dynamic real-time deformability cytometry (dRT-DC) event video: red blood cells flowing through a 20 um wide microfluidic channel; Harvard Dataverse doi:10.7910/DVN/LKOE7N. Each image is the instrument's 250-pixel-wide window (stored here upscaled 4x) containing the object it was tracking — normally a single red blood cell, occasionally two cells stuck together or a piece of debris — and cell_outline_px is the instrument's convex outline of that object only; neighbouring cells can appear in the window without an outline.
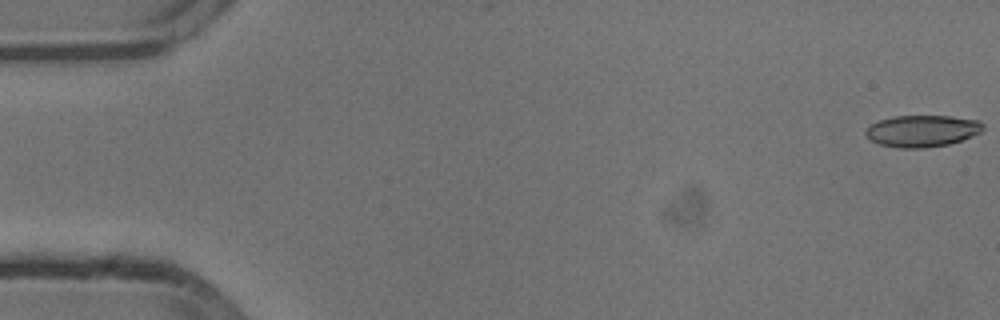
{"species": "common noctule bat (a hibernating species)", "species_latin": "Nyctalus noctula", "temperature_condition": "cold", "stored_images_in_passage": 54, "camera_frame_rate_fps": 3000, "um_per_image_px": 0.085, "animal": {"sex": "male", "body_mass_g": 13.3}, "frame": {"image": 1, "passage_image": 1, "time_ms": 0.0, "image_size_px": [1000, 320], "cell_outline_px": [[984, 128], [980, 132], [972, 136], [948, 144], [924, 148], [900, 148], [880, 144], [872, 140], [864, 132], [872, 124], [880, 120], [892, 116], [952, 116], [980, 120], [984, 124]], "centroid_in_image_um": [78.42, 11.12], "position_along_channel_um": 6.6, "area_um2": 21.56}}
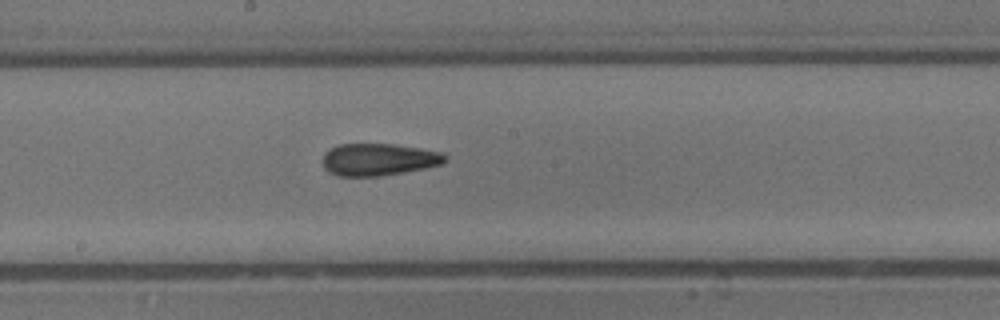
{"frame": {"image": 2, "passage_image": 29, "time_ms": 9.333, "image_size_px": [1000, 320], "cell_outline_px": [[448, 160], [444, 164], [424, 168], [380, 176], [336, 176], [328, 172], [324, 168], [324, 152], [328, 148], [340, 144], [396, 144], [420, 148], [440, 152], [448, 156]], "centroid_in_image_um": [32.19, 13.55], "position_along_channel_um": 216.0, "area_um2": 23.12}}
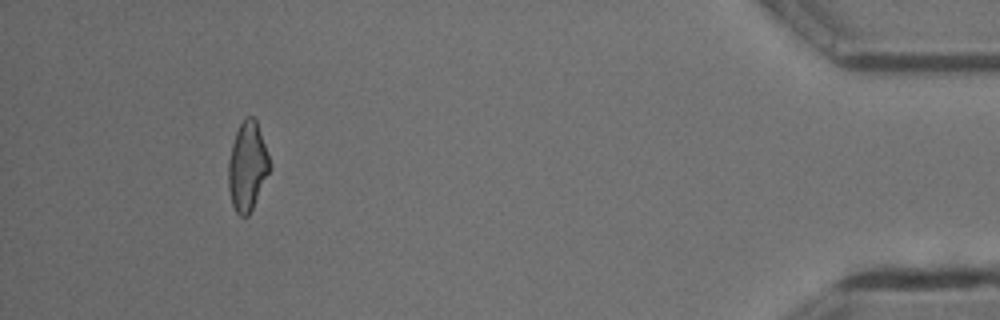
{"frame": {"image": 3, "passage_image": 50, "time_ms": 16.333, "image_size_px": [1000, 320], "cell_outline_px": [[272, 168], [248, 216], [240, 216], [236, 212], [232, 204], [228, 188], [228, 160], [232, 144], [236, 132], [240, 124], [248, 116], [252, 116], [256, 120], [272, 164]], "centroid_in_image_um": [21.04, 14.15], "position_along_channel_um": 414.2, "area_um2": 21.44}, "authors_computed_cell_mechanics": {"area_um2": 22.4842, "velocity_mm_per_s": 3.8306, "shape_relaxation_time_tau1_ms": 10.3163, "shape_relaxation_time_tau2_ms": 3.7778, "deformation_change_tau1": 0.2315, "deformation_change_tau2": 0.1369}}